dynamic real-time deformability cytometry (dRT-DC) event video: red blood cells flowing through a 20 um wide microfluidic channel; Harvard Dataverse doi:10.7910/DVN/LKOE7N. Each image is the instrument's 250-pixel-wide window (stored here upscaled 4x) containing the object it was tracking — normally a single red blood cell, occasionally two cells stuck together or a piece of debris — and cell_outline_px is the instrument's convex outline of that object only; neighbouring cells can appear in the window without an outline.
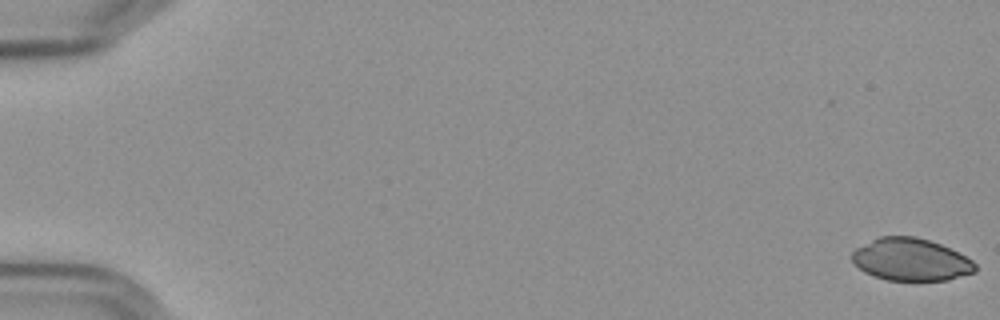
{"species": "Egyptian fruit bat (a non-hibernating species)", "species_latin": "Rousettus aegyptiacus", "temperature_condition": "cold", "stored_images_in_passage": 19, "camera_frame_rate_fps": 3000, "um_per_image_px": 0.085, "frame": {"image": 1, "passage_image": 1, "time_ms": 0.0, "image_size_px": [1000, 320], "cell_outline_px": [[976, 272], [948, 280], [888, 280], [872, 276], [864, 272], [852, 260], [852, 252], [856, 248], [880, 236], [912, 236], [928, 240], [940, 244], [972, 260], [976, 264]], "centroid_in_image_um": [77.42, 22.07], "position_along_channel_um": 7.6, "area_um2": 30.17}}
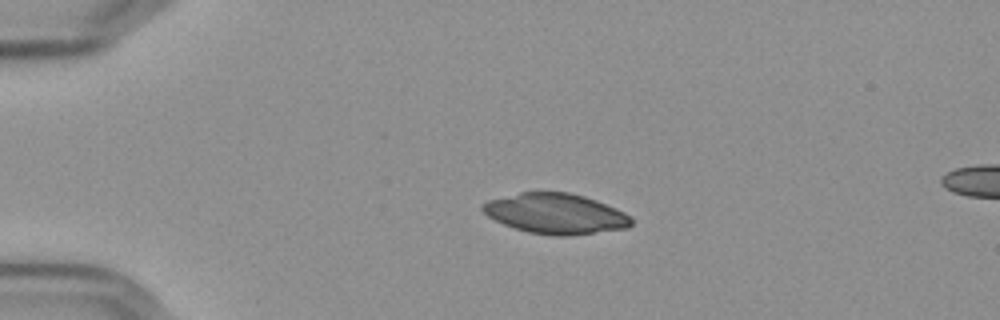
{"frame": {"image": 2, "passage_image": 14, "time_ms": 4.333, "image_size_px": [1000, 320], "cell_outline_px": [[632, 224], [628, 228], [568, 236], [552, 236], [528, 232], [504, 224], [488, 216], [480, 208], [488, 200], [520, 192], [568, 192], [584, 196], [596, 200], [616, 208], [624, 212], [632, 220]], "centroid_in_image_um": [47.24, 18.16], "position_along_channel_um": 37.8, "area_um2": 34.8}}